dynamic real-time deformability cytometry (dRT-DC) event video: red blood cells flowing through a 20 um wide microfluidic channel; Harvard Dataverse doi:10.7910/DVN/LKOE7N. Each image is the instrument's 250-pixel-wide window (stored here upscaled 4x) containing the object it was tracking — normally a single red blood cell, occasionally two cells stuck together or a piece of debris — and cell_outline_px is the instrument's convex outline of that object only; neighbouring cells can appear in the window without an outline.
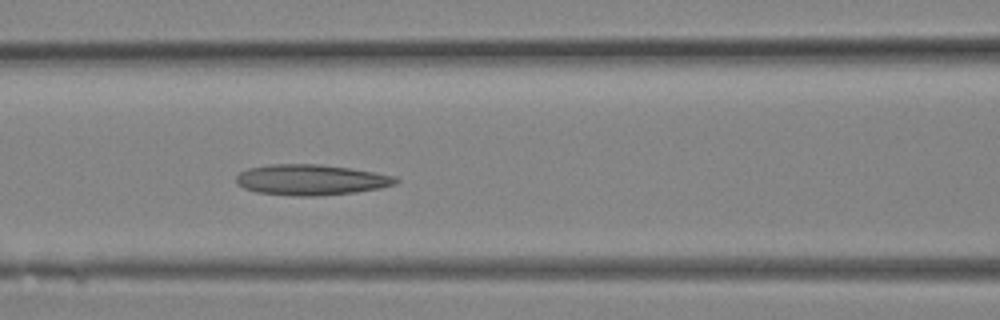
{"species": "Egyptian fruit bat (a non-hibernating species)", "species_latin": "Rousettus aegyptiacus", "temperature_condition": "room temperature", "stored_images_in_passage": 7, "camera_frame_rate_fps": 3000, "um_per_image_px": 0.085, "animal": {"sex": "female"}, "frame": {"image": 1, "passage_image": 7, "time_ms": 2.0, "image_size_px": [1000, 320], "cell_outline_px": [[400, 180], [396, 184], [380, 188], [356, 192], [316, 196], [296, 196], [256, 192], [244, 188], [236, 184], [236, 176], [240, 172], [248, 168], [268, 164], [320, 164], [352, 168], [396, 176]], "centroid_in_image_um": [26.44, 15.28], "position_along_channel_um": 140.2, "area_um2": 28.73}}